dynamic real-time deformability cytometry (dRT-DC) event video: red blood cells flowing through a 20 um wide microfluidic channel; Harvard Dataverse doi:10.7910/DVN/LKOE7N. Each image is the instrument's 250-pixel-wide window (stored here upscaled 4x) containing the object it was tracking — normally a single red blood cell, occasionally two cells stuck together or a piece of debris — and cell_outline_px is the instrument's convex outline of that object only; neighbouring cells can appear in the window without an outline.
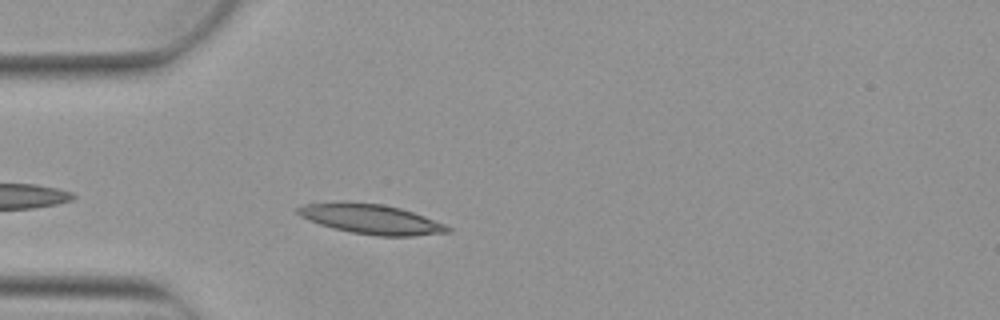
{"species": "Egyptian fruit bat (a non-hibernating species)", "species_latin": "Rousettus aegyptiacus", "temperature_condition": "warm", "stored_images_in_passage": 4, "camera_frame_rate_fps": 3000, "um_per_image_px": 0.085, "animal": {"sex": "female"}, "frame": {"image": 1, "passage_image": 4, "time_ms": 1.0, "image_size_px": [1000, 320], "cell_outline_px": [[452, 232], [416, 236], [376, 236], [352, 232], [332, 228], [308, 220], [300, 216], [296, 212], [296, 208], [304, 204], [344, 200], [384, 204], [400, 208], [424, 216], [444, 224], [452, 228]], "centroid_in_image_um": [31.52, 18.61], "position_along_channel_um": 53.5, "area_um2": 26.41}}